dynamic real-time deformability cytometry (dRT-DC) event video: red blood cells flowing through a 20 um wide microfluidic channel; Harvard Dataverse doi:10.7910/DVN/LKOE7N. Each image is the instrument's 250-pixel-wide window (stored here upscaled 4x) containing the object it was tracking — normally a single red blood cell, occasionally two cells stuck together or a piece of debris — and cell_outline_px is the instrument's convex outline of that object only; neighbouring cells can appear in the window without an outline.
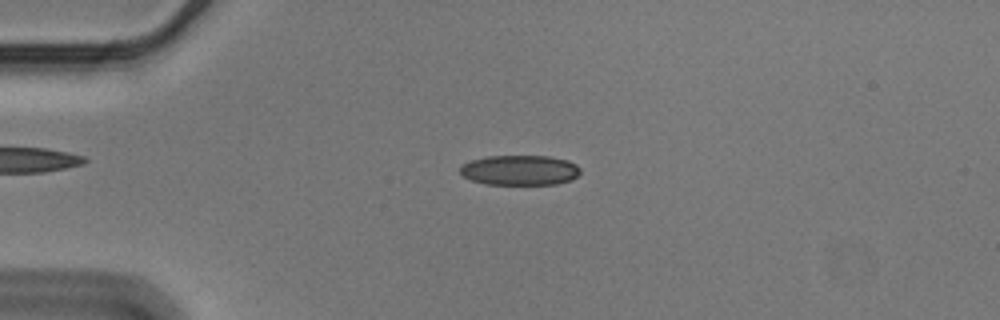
{"species": "Egyptian fruit bat (a non-hibernating species)", "species_latin": "Rousettus aegyptiacus", "temperature_condition": "cold", "stored_images_in_passage": 55, "camera_frame_rate_fps": 3000, "um_per_image_px": 0.085, "animal": {"sex": "male"}, "frame": {"image": 1, "passage_image": 13, "time_ms": 4.0, "image_size_px": [1000, 320], "cell_outline_px": [[580, 172], [572, 180], [556, 184], [488, 184], [472, 180], [464, 176], [460, 172], [460, 168], [464, 164], [472, 160], [488, 156], [548, 156], [568, 160], [576, 164], [580, 168]], "centroid_in_image_um": [44.22, 14.46], "position_along_channel_um": 40.8, "area_um2": 20.92}}
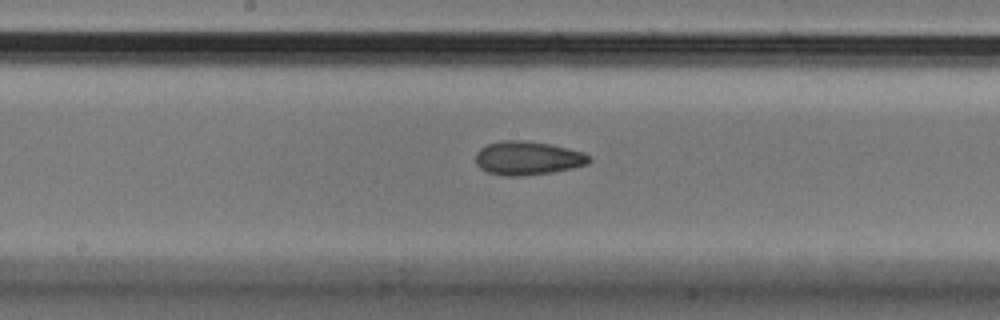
{"frame": {"image": 2, "passage_image": 29, "time_ms": 9.333, "image_size_px": [1000, 320], "cell_outline_px": [[592, 160], [588, 164], [572, 168], [552, 172], [520, 176], [504, 176], [488, 172], [480, 168], [476, 164], [476, 152], [480, 148], [488, 144], [500, 140], [528, 140], [552, 144], [584, 152], [592, 156]], "centroid_in_image_um": [44.88, 13.43], "position_along_channel_um": 203.3, "area_um2": 22.6}}
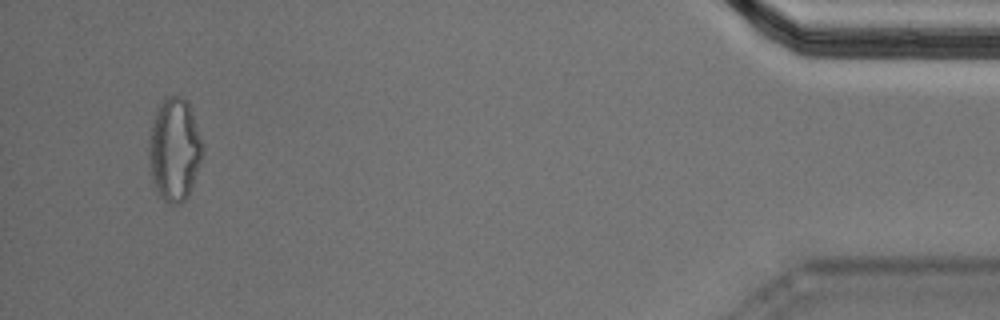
{"frame": {"image": 3, "passage_image": 53, "time_ms": 17.333, "image_size_px": [1000, 320], "cell_outline_px": [[204, 152], [200, 164], [188, 196], [180, 204], [172, 204], [164, 200], [160, 196], [152, 180], [148, 156], [148, 140], [152, 120], [156, 108], [164, 96], [180, 96], [188, 100], [204, 144]], "centroid_in_image_um": [14.83, 12.66], "position_along_channel_um": 420.4, "area_um2": 32.83}, "authors_computed_cell_mechanics": {"area_um2": 21.7328, "velocity_mm_per_s": 3.5857, "shape_relaxation_time_tau1_ms": 7.1232, "shape_relaxation_time_tau2_ms": 3.0462, "deformation_change_tau1": 0.1328, "deformation_change_tau2": 0.094}}